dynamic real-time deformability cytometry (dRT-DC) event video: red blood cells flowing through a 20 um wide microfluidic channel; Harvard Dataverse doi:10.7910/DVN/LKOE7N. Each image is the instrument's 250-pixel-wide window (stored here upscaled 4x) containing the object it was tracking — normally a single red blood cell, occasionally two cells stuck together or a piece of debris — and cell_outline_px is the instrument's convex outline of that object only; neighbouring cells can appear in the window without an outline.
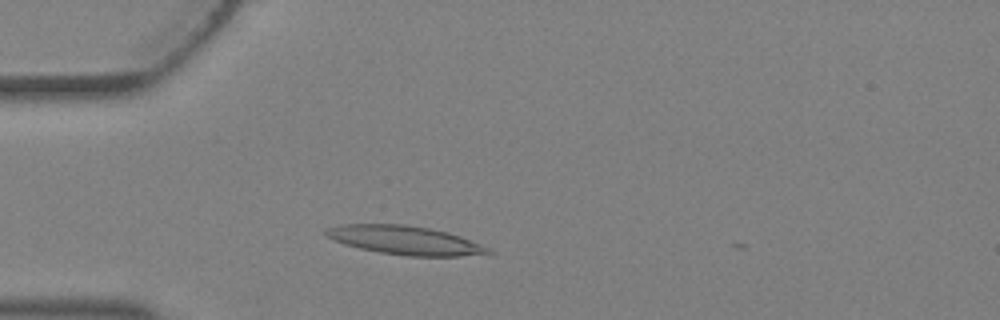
{"species": "Egyptian fruit bat (a non-hibernating species)", "species_latin": "Rousettus aegyptiacus", "temperature_condition": "warm", "stored_images_in_passage": 2, "camera_frame_rate_fps": 3000, "um_per_image_px": 0.085, "animal": {"sex": "female"}, "frame": {"image": 1, "passage_image": 2, "time_ms": 0.333, "image_size_px": [1000, 320], "cell_outline_px": [[496, 252], [460, 256], [408, 256], [380, 252], [360, 248], [344, 244], [328, 236], [324, 232], [328, 228], [340, 224], [404, 224], [428, 228], [448, 232], [460, 236], [480, 244]], "centroid_in_image_um": [34.43, 20.41], "position_along_channel_um": 50.6, "area_um2": 26.82}}